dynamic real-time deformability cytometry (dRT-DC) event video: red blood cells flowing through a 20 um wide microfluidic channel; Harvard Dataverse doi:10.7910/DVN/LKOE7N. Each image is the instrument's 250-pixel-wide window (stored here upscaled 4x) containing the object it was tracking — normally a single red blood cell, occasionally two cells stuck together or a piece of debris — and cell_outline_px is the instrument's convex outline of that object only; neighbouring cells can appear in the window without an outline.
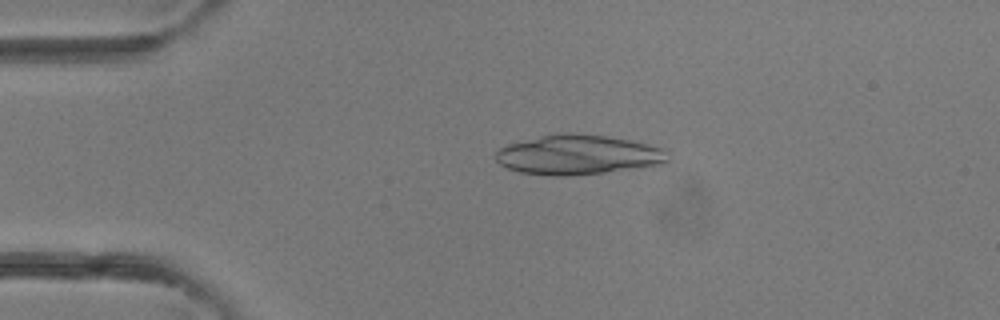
{"species": "common noctule bat (a hibernating species)", "species_latin": "Nyctalus noctula", "temperature_condition": "room temperature", "stored_images_in_passage": 14, "camera_frame_rate_fps": 3000, "um_per_image_px": 0.085, "animal": {"sex": "female"}, "frame": {"image": 1, "passage_image": 8, "time_ms": 2.333, "image_size_px": [1000, 320], "cell_outline_px": [[668, 160], [660, 164], [604, 172], [568, 176], [552, 176], [520, 172], [508, 168], [500, 164], [496, 160], [496, 152], [500, 148], [508, 144], [540, 136], [564, 132], [604, 136], [628, 140], [660, 148]], "centroid_in_image_um": [49.03, 13.16], "position_along_channel_um": 36.0, "area_um2": 38.96}}